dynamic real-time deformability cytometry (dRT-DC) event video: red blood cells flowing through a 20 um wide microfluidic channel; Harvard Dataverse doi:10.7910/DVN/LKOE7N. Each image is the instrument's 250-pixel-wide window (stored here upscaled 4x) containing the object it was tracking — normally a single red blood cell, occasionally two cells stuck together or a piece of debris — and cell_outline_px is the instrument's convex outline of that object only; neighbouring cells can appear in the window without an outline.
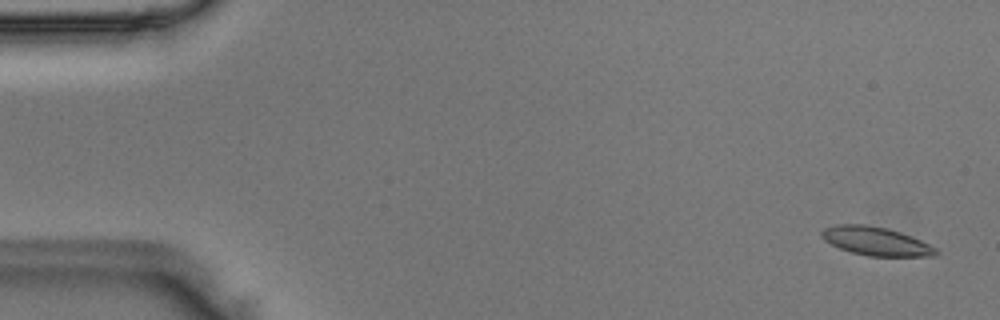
{"species": "Egyptian fruit bat (a non-hibernating species)", "species_latin": "Rousettus aegyptiacus", "temperature_condition": "room temperature", "stored_images_in_passage": 50, "camera_frame_rate_fps": 3000, "um_per_image_px": 0.085, "animal": {"sex": "male"}, "frame": {"image": 1, "passage_image": 2, "time_ms": 0.333, "image_size_px": [1000, 320], "cell_outline_px": [[940, 252], [936, 256], [868, 256], [852, 252], [840, 248], [824, 240], [820, 236], [820, 232], [824, 228], [836, 224], [864, 224], [888, 228], [900, 232], [920, 240], [936, 248]], "centroid_in_image_um": [74.44, 20.49], "position_along_channel_um": 10.6, "area_um2": 19.02}}
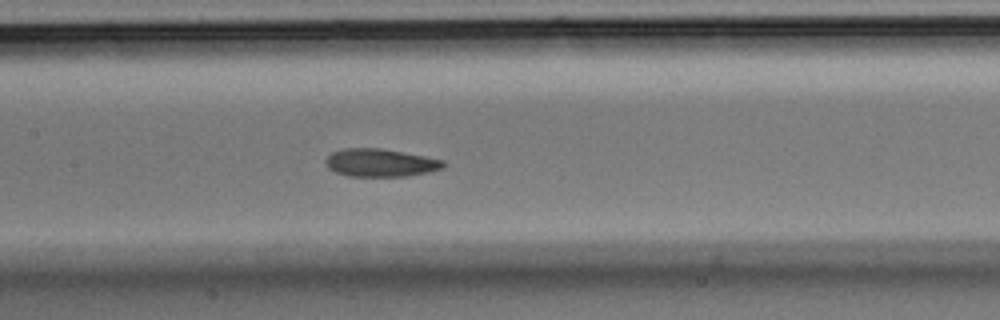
{"frame": {"image": 2, "passage_image": 24, "time_ms": 7.667, "image_size_px": [1000, 320], "cell_outline_px": [[444, 168], [408, 176], [348, 176], [336, 172], [328, 168], [324, 160], [332, 152], [344, 148], [380, 148], [424, 156], [444, 160]], "centroid_in_image_um": [32.31, 13.83], "position_along_channel_um": 175.1, "area_um2": 19.02}}
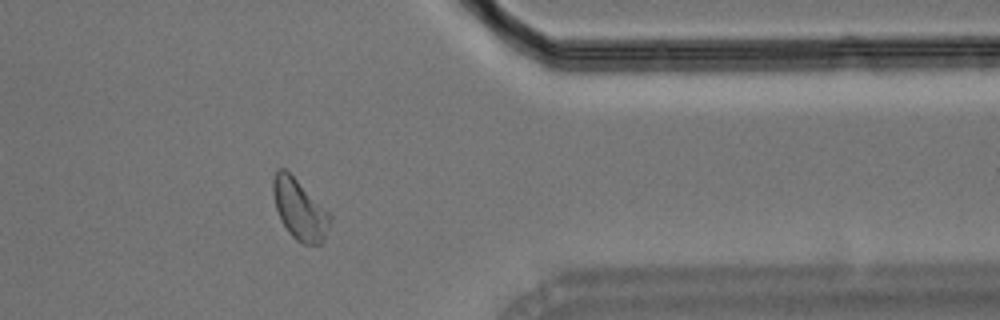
{"frame": {"image": 3, "passage_image": 41, "time_ms": 13.333, "image_size_px": [1000, 320], "cell_outline_px": [[332, 220], [324, 240], [320, 244], [300, 244], [288, 232], [280, 220], [276, 208], [272, 192], [272, 180], [276, 168], [284, 168], [332, 216]], "centroid_in_image_um": [25.44, 17.83], "position_along_channel_um": 386.0, "area_um2": 19.88}}